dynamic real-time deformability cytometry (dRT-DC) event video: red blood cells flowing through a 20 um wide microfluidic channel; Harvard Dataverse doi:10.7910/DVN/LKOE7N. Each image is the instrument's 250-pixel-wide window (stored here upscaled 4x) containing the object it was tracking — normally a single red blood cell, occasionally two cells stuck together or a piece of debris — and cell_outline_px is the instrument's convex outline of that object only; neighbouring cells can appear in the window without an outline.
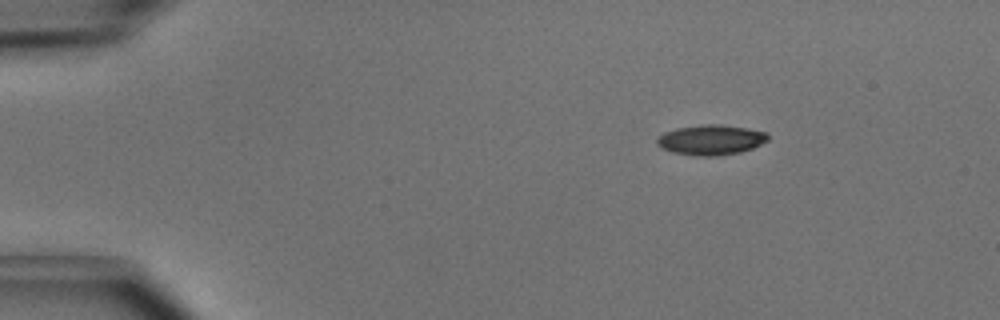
{"species": "common noctule bat (a hibernating species)", "species_latin": "Nyctalus noctula", "temperature_condition": "cold", "stored_images_in_passage": 43, "camera_frame_rate_fps": 3000, "um_per_image_px": 0.085, "animal": {"sex": "male", "body_mass_g": 15.6}, "frame": {"image": 1, "passage_image": 1, "time_ms": 0.0, "image_size_px": [1000, 320], "cell_outline_px": [[768, 140], [752, 148], [740, 152], [716, 156], [696, 156], [672, 152], [660, 148], [656, 144], [656, 136], [664, 132], [676, 128], [700, 124], [720, 124], [744, 128], [764, 132], [768, 136]], "centroid_in_image_um": [60.34, 11.89], "position_along_channel_um": 24.7, "area_um2": 19.54}}
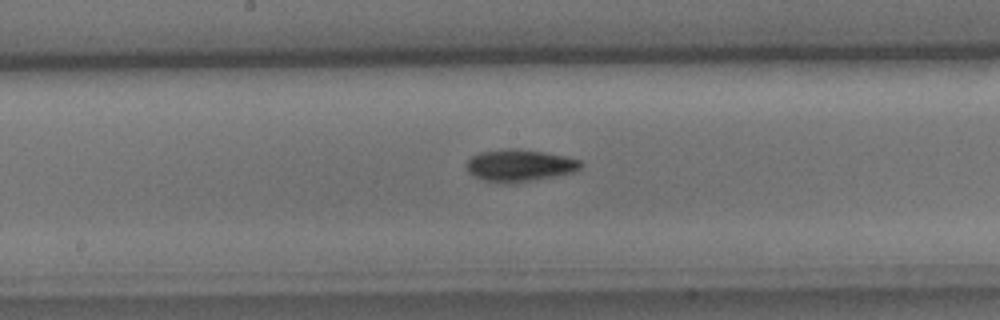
{"frame": {"image": 2, "passage_image": 20, "time_ms": 6.333, "image_size_px": [1000, 320], "cell_outline_px": [[584, 164], [580, 168], [572, 172], [516, 184], [504, 184], [484, 180], [468, 172], [468, 160], [472, 156], [480, 152], [504, 148], [516, 148], [544, 152], [564, 156], [580, 160]], "centroid_in_image_um": [44.17, 14.07], "position_along_channel_um": 204.0, "area_um2": 21.39}}
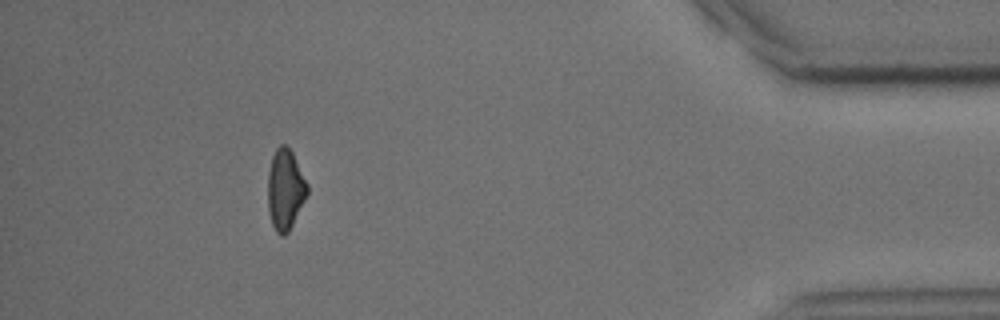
{"frame": {"image": 3, "passage_image": 39, "time_ms": 12.667, "image_size_px": [1000, 320], "cell_outline_px": [[308, 192], [288, 232], [284, 236], [280, 236], [276, 232], [272, 224], [268, 212], [268, 172], [272, 156], [276, 148], [280, 144], [284, 144], [292, 152], [308, 184]], "centroid_in_image_um": [24.23, 16.1], "position_along_channel_um": 411.0, "area_um2": 18.38}, "authors_computed_cell_mechanics": {"area_um2": 19.652, "velocity_mm_per_s": 4.0631, "shape_relaxation_time_tau1_ms": 3.4951, "shape_relaxation_time_tau2_ms": null, "deformation_change_tau1": 0.1116, "deformation_change_tau2": null}}